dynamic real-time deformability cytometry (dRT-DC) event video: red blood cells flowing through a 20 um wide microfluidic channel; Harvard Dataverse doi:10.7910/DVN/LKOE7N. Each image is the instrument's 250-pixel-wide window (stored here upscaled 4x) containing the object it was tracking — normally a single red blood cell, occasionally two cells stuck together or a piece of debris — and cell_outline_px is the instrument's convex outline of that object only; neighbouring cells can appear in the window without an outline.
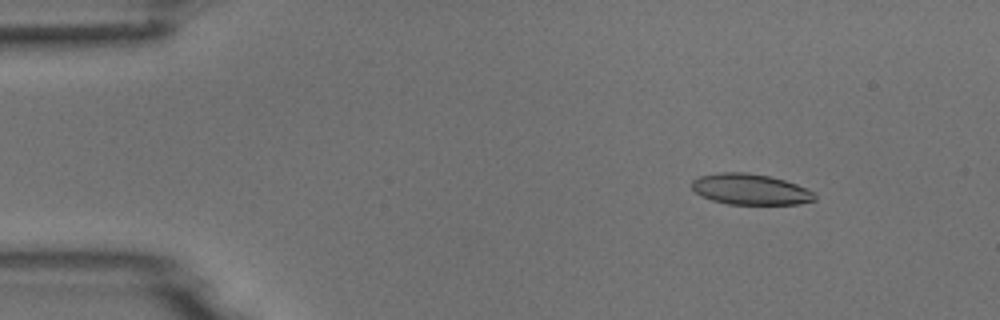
{"species": "common noctule bat (a hibernating species)", "species_latin": "Nyctalus noctula", "temperature_condition": "room temperature", "stored_images_in_passage": 3, "camera_frame_rate_fps": 3000, "um_per_image_px": 0.085, "animal": {"sex": "male", "body_mass_g": 18.8}, "frame": {"image": 1, "passage_image": 1, "time_ms": 0.0, "image_size_px": [1000, 320], "cell_outline_px": [[816, 200], [800, 204], [728, 204], [712, 200], [696, 192], [692, 188], [692, 180], [700, 176], [720, 172], [744, 172], [768, 176], [784, 180], [796, 184], [816, 192]], "centroid_in_image_um": [63.82, 16.09], "position_along_channel_um": 21.2, "area_um2": 22.02}}
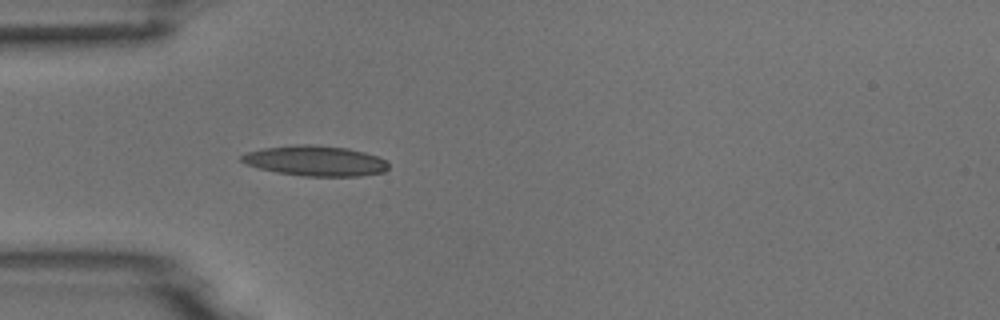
{"frame": {"image": 2, "passage_image": 3, "time_ms": 3.0, "image_size_px": [1000, 320], "cell_outline_px": [[388, 168], [384, 172], [360, 176], [304, 176], [276, 172], [260, 168], [248, 164], [240, 160], [240, 156], [248, 152], [264, 148], [296, 144], [312, 144], [348, 148], [364, 152], [376, 156], [384, 160], [388, 164]], "centroid_in_image_um": [26.81, 13.67], "position_along_channel_um": 58.2, "area_um2": 25.78}}